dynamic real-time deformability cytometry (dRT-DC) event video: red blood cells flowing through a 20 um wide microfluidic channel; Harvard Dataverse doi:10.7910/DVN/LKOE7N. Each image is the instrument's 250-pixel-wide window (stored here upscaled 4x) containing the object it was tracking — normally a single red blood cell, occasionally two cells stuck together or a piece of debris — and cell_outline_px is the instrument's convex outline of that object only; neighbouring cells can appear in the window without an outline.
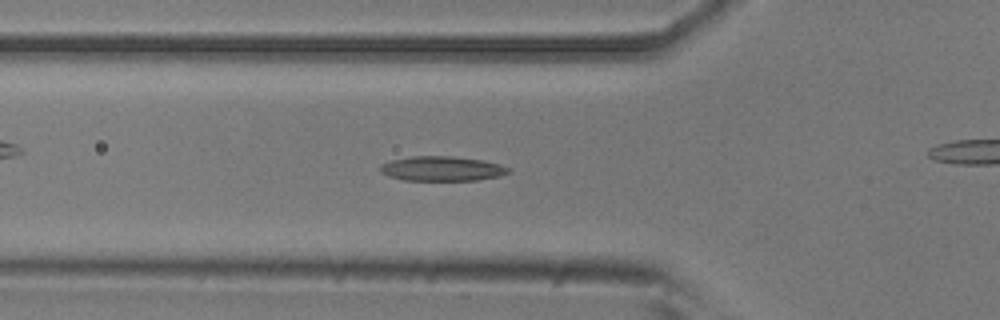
{"species": "common noctule bat (a hibernating species)", "species_latin": "Nyctalus noctula", "temperature_condition": "room temperature", "stored_images_in_passage": 32, "camera_frame_rate_fps": 3000, "um_per_image_px": 0.085, "animal": {"sex": "male", "body_mass_g": 20.5, "forearm_length_mm": 52.5}, "frame": {"image": 1, "passage_image": 7, "time_ms": 2.0, "image_size_px": [1000, 320], "cell_outline_px": [[512, 172], [500, 176], [480, 180], [404, 180], [388, 176], [380, 172], [380, 164], [392, 160], [412, 156], [452, 156], [484, 160], [500, 164], [512, 168]], "centroid_in_image_um": [37.62, 14.33], "position_along_channel_um": 88.2, "area_um2": 18.67}}
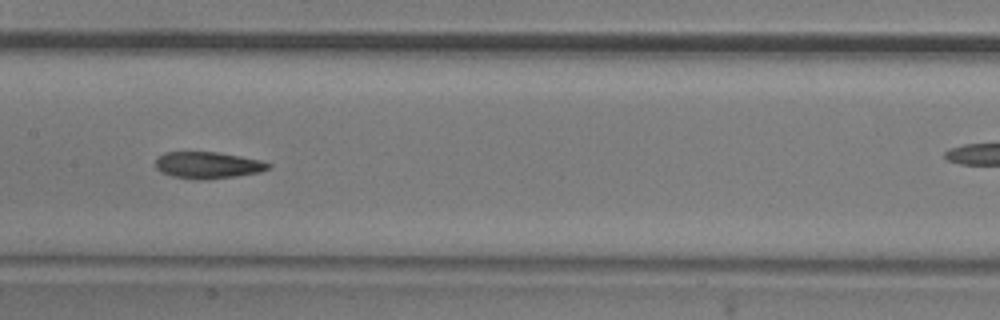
{"frame": {"image": 2, "passage_image": 15, "time_ms": 4.667, "image_size_px": [1000, 320], "cell_outline_px": [[272, 164], [268, 168], [260, 172], [236, 176], [204, 180], [200, 180], [172, 176], [160, 172], [156, 168], [156, 156], [164, 152], [216, 152], [240, 156], [260, 160]], "centroid_in_image_um": [17.63, 14.04], "position_along_channel_um": 189.8, "area_um2": 17.57}}
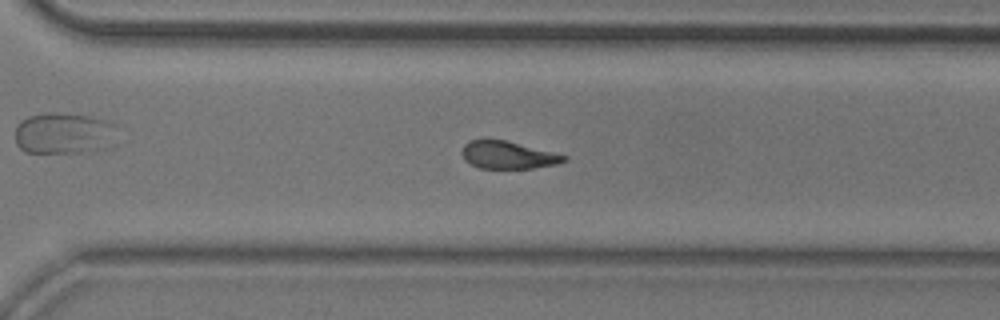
{"frame": {"image": 3, "passage_image": 26, "time_ms": 8.333, "image_size_px": [1000, 320], "cell_outline_px": [[568, 160], [560, 164], [532, 168], [480, 168], [464, 160], [460, 152], [464, 144], [468, 140], [504, 140], [568, 156]], "centroid_in_image_um": [43.17, 13.18], "position_along_channel_um": 327.4, "area_um2": 16.3}}